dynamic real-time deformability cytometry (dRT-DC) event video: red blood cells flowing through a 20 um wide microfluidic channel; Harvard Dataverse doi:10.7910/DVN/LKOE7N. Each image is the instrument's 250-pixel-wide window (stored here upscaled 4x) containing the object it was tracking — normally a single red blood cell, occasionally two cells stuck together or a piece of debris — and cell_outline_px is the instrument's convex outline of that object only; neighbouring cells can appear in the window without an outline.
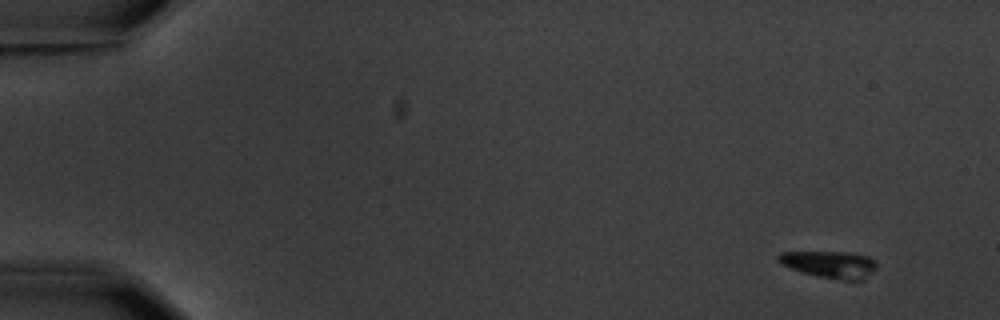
{"species": "common noctule bat (a hibernating species)", "species_latin": "Nyctalus noctula", "temperature_condition": "warm", "stored_images_in_passage": 5, "camera_frame_rate_fps": 3000, "um_per_image_px": 0.085, "animal": {"sex": "male", "body_mass_g": 20.1, "forearm_length_mm": 53.5}, "frame": {"image": 1, "passage_image": 1, "time_ms": 0.0, "image_size_px": [1000, 320], "cell_outline_px": [[876, 268], [864, 280], [856, 284], [816, 276], [792, 268], [776, 260], [776, 256], [780, 252], [844, 252], [868, 256], [876, 260]], "centroid_in_image_um": [70.61, 22.51], "position_along_channel_um": 14.4, "area_um2": 15.84}}